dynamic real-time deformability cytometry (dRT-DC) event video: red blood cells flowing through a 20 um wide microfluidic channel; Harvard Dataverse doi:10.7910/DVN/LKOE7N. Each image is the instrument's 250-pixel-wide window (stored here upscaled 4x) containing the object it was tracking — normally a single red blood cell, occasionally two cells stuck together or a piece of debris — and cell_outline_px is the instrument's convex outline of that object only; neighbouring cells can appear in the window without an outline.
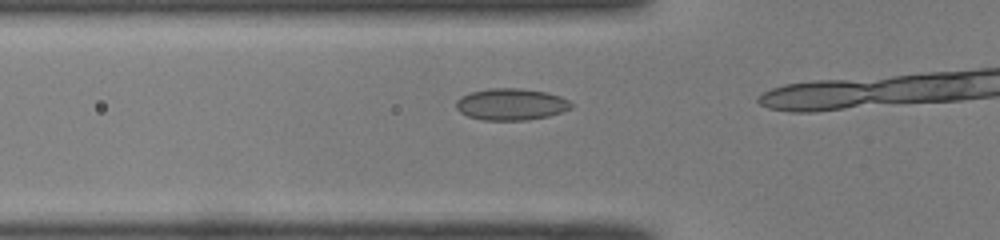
{"species": "common noctule bat (a hibernating species)", "species_latin": "Nyctalus noctula", "temperature_condition": "room temperature", "stored_images_in_passage": 15, "camera_frame_rate_fps": 3000, "um_per_image_px": 0.085, "animal": {"sex": "male", "body_mass_g": 19.0, "forearm_length_mm": 50.8}, "frame": {"image": 1, "passage_image": 13, "time_ms": 4.0, "image_size_px": [1000, 240], "cell_outline_px": [[572, 108], [548, 116], [528, 120], [484, 120], [468, 116], [460, 112], [456, 108], [456, 100], [460, 96], [472, 92], [492, 88], [520, 88], [548, 92], [560, 96], [568, 100], [572, 104]], "centroid_in_image_um": [43.44, 8.86], "position_along_channel_um": 82.4, "area_um2": 21.27}}